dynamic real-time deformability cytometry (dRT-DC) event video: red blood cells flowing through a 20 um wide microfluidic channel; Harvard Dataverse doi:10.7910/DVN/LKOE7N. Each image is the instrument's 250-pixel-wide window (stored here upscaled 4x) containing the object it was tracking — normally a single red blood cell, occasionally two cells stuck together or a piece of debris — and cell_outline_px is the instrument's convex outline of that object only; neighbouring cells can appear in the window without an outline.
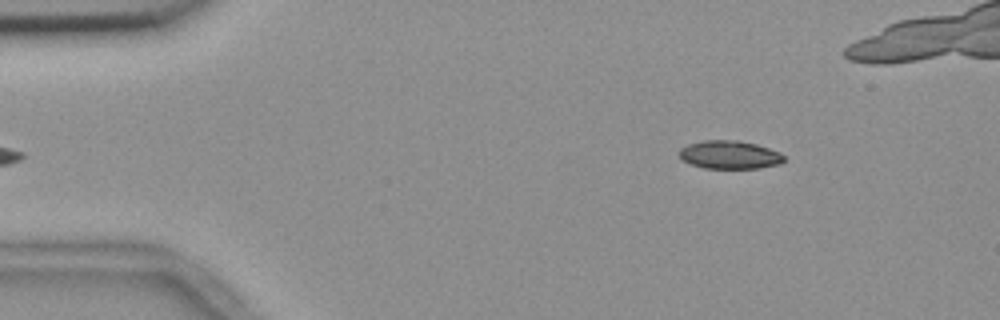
{"species": "common noctule bat (a hibernating species)", "species_latin": "Nyctalus noctula", "temperature_condition": "room temperature", "stored_images_in_passage": 50, "camera_frame_rate_fps": 3000, "um_per_image_px": 0.085, "animal": {"sex": "female", "body_mass_g": 18.4}, "frame": {"image": 1, "passage_image": 2, "time_ms": 0.333, "image_size_px": [1000, 320], "cell_outline_px": [[784, 160], [780, 164], [756, 168], [704, 168], [692, 164], [684, 160], [680, 156], [680, 148], [688, 144], [704, 140], [736, 140], [756, 144], [780, 152], [784, 156]], "centroid_in_image_um": [62.03, 13.15], "position_along_channel_um": 23.0, "area_um2": 17.05}}
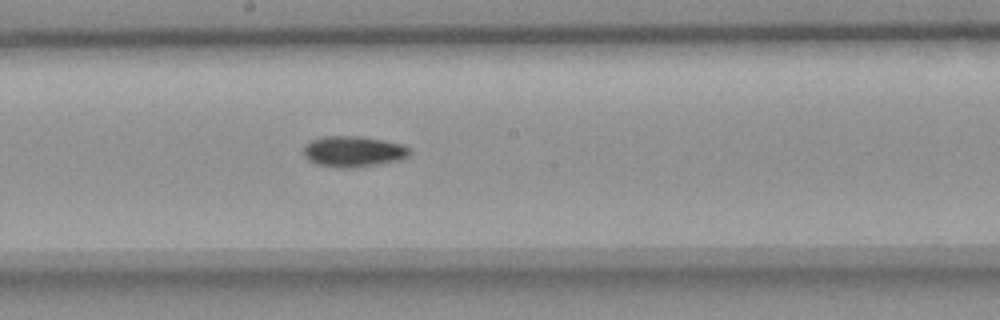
{"frame": {"image": 2, "passage_image": 24, "time_ms": 7.667, "image_size_px": [1000, 320], "cell_outline_px": [[408, 156], [400, 160], [352, 168], [336, 168], [316, 164], [308, 160], [304, 156], [304, 144], [312, 140], [324, 136], [360, 136], [404, 144], [408, 148]], "centroid_in_image_um": [29.99, 12.88], "position_along_channel_um": 218.2, "area_um2": 19.07}}
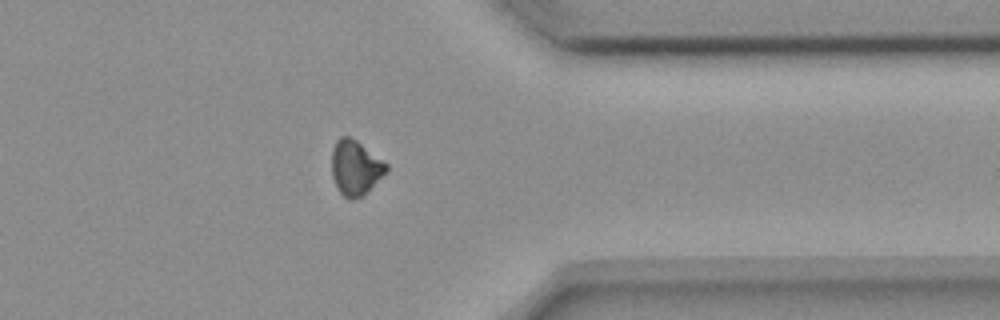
{"frame": {"image": 3, "passage_image": 38, "time_ms": 12.333, "image_size_px": [1000, 320], "cell_outline_px": [[388, 172], [360, 196], [344, 196], [340, 192], [332, 176], [332, 148], [336, 140], [340, 136], [348, 136], [356, 140], [388, 164]], "centroid_in_image_um": [30.21, 14.19], "position_along_channel_um": 381.2, "area_um2": 16.99}}